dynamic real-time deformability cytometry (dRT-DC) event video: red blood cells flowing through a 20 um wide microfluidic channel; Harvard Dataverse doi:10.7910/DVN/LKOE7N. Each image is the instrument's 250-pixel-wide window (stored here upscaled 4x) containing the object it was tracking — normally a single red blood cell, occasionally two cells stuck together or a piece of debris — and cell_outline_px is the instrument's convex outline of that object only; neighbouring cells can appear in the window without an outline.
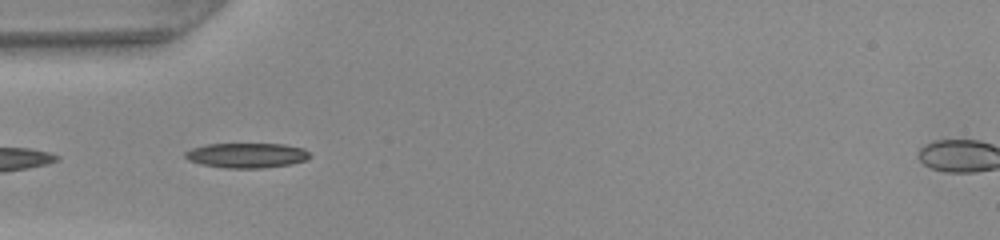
{"species": "common noctule bat (a hibernating species)", "species_latin": "Nyctalus noctula", "temperature_condition": "warm", "stored_images_in_passage": 3, "camera_frame_rate_fps": 3000, "um_per_image_px": 0.085, "animal": {"sex": "female", "body_mass_g": 22.0, "forearm_length_mm": 56.7}, "frame": {"image": 1, "passage_image": 1, "time_ms": 0.0, "image_size_px": [1000, 240], "cell_outline_px": [[308, 156], [304, 160], [288, 164], [260, 168], [228, 168], [204, 164], [192, 160], [184, 156], [184, 152], [192, 148], [208, 144], [280, 144], [304, 148], [308, 152]], "centroid_in_image_um": [20.95, 13.19], "position_along_channel_um": 64.0, "area_um2": 17.57}}